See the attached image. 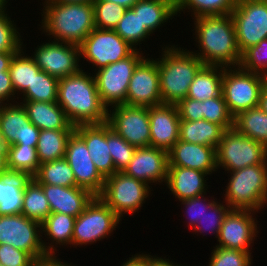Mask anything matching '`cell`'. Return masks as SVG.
Masks as SVG:
<instances>
[{"mask_svg": "<svg viewBox=\"0 0 267 266\" xmlns=\"http://www.w3.org/2000/svg\"><path fill=\"white\" fill-rule=\"evenodd\" d=\"M7 15L6 10L0 11V52H18L23 48V41L14 21Z\"/></svg>", "mask_w": 267, "mask_h": 266, "instance_id": "46", "label": "cell"}, {"mask_svg": "<svg viewBox=\"0 0 267 266\" xmlns=\"http://www.w3.org/2000/svg\"><path fill=\"white\" fill-rule=\"evenodd\" d=\"M253 213V210L231 209L224 218L218 235L219 245L216 246L251 253L249 246L258 234Z\"/></svg>", "mask_w": 267, "mask_h": 266, "instance_id": "18", "label": "cell"}, {"mask_svg": "<svg viewBox=\"0 0 267 266\" xmlns=\"http://www.w3.org/2000/svg\"><path fill=\"white\" fill-rule=\"evenodd\" d=\"M41 185L48 200L51 213L68 214L77 218L95 196L89 190L81 187Z\"/></svg>", "mask_w": 267, "mask_h": 266, "instance_id": "24", "label": "cell"}, {"mask_svg": "<svg viewBox=\"0 0 267 266\" xmlns=\"http://www.w3.org/2000/svg\"><path fill=\"white\" fill-rule=\"evenodd\" d=\"M150 146L169 151L179 140L180 117L172 104L149 107Z\"/></svg>", "mask_w": 267, "mask_h": 266, "instance_id": "21", "label": "cell"}, {"mask_svg": "<svg viewBox=\"0 0 267 266\" xmlns=\"http://www.w3.org/2000/svg\"><path fill=\"white\" fill-rule=\"evenodd\" d=\"M11 144L0 137V176L8 173L7 158L9 156Z\"/></svg>", "mask_w": 267, "mask_h": 266, "instance_id": "52", "label": "cell"}, {"mask_svg": "<svg viewBox=\"0 0 267 266\" xmlns=\"http://www.w3.org/2000/svg\"><path fill=\"white\" fill-rule=\"evenodd\" d=\"M230 174L225 203L231 209L255 212L263 209L267 204V164L247 166Z\"/></svg>", "mask_w": 267, "mask_h": 266, "instance_id": "5", "label": "cell"}, {"mask_svg": "<svg viewBox=\"0 0 267 266\" xmlns=\"http://www.w3.org/2000/svg\"><path fill=\"white\" fill-rule=\"evenodd\" d=\"M105 1L116 3L128 9L131 8L138 0H105Z\"/></svg>", "mask_w": 267, "mask_h": 266, "instance_id": "58", "label": "cell"}, {"mask_svg": "<svg viewBox=\"0 0 267 266\" xmlns=\"http://www.w3.org/2000/svg\"><path fill=\"white\" fill-rule=\"evenodd\" d=\"M26 175L6 173L0 176V216L20 214Z\"/></svg>", "mask_w": 267, "mask_h": 266, "instance_id": "30", "label": "cell"}, {"mask_svg": "<svg viewBox=\"0 0 267 266\" xmlns=\"http://www.w3.org/2000/svg\"><path fill=\"white\" fill-rule=\"evenodd\" d=\"M21 48L12 58L9 66V73L15 94H22L28 87H31L34 75L41 69L35 64L30 56L24 55ZM17 92V93H16Z\"/></svg>", "mask_w": 267, "mask_h": 266, "instance_id": "36", "label": "cell"}, {"mask_svg": "<svg viewBox=\"0 0 267 266\" xmlns=\"http://www.w3.org/2000/svg\"><path fill=\"white\" fill-rule=\"evenodd\" d=\"M39 228V229H38ZM41 223L20 214L0 216V244L29 253L34 259L47 256L41 235Z\"/></svg>", "mask_w": 267, "mask_h": 266, "instance_id": "12", "label": "cell"}, {"mask_svg": "<svg viewBox=\"0 0 267 266\" xmlns=\"http://www.w3.org/2000/svg\"><path fill=\"white\" fill-rule=\"evenodd\" d=\"M80 55L97 69L126 59L135 49L115 30L95 28L79 45Z\"/></svg>", "mask_w": 267, "mask_h": 266, "instance_id": "13", "label": "cell"}, {"mask_svg": "<svg viewBox=\"0 0 267 266\" xmlns=\"http://www.w3.org/2000/svg\"><path fill=\"white\" fill-rule=\"evenodd\" d=\"M33 178L40 184L76 186L73 170L65 158L40 164Z\"/></svg>", "mask_w": 267, "mask_h": 266, "instance_id": "35", "label": "cell"}, {"mask_svg": "<svg viewBox=\"0 0 267 266\" xmlns=\"http://www.w3.org/2000/svg\"><path fill=\"white\" fill-rule=\"evenodd\" d=\"M204 195L206 194L180 201L182 205H185V212L189 216L187 219L190 218L188 226H190L192 230L195 228L198 221L204 216L206 208H211L217 202L215 199L211 201L208 200L207 202Z\"/></svg>", "mask_w": 267, "mask_h": 266, "instance_id": "48", "label": "cell"}, {"mask_svg": "<svg viewBox=\"0 0 267 266\" xmlns=\"http://www.w3.org/2000/svg\"><path fill=\"white\" fill-rule=\"evenodd\" d=\"M76 217L62 213H51L41 223V234L45 233L50 238L49 246L42 244L47 255H56V244L58 245H72L73 228ZM55 243V246H54ZM54 246V247H53ZM55 250V251H54Z\"/></svg>", "mask_w": 267, "mask_h": 266, "instance_id": "31", "label": "cell"}, {"mask_svg": "<svg viewBox=\"0 0 267 266\" xmlns=\"http://www.w3.org/2000/svg\"><path fill=\"white\" fill-rule=\"evenodd\" d=\"M8 3L7 0H0V11H5L7 6L6 4Z\"/></svg>", "mask_w": 267, "mask_h": 266, "instance_id": "61", "label": "cell"}, {"mask_svg": "<svg viewBox=\"0 0 267 266\" xmlns=\"http://www.w3.org/2000/svg\"><path fill=\"white\" fill-rule=\"evenodd\" d=\"M17 52H0V71H9L10 62Z\"/></svg>", "mask_w": 267, "mask_h": 266, "instance_id": "56", "label": "cell"}, {"mask_svg": "<svg viewBox=\"0 0 267 266\" xmlns=\"http://www.w3.org/2000/svg\"><path fill=\"white\" fill-rule=\"evenodd\" d=\"M107 144L114 163L115 172H123L132 160L135 146L125 141L107 123Z\"/></svg>", "mask_w": 267, "mask_h": 266, "instance_id": "41", "label": "cell"}, {"mask_svg": "<svg viewBox=\"0 0 267 266\" xmlns=\"http://www.w3.org/2000/svg\"><path fill=\"white\" fill-rule=\"evenodd\" d=\"M196 42L200 52L195 54L204 65L239 66L241 52L231 14L206 15L194 19Z\"/></svg>", "mask_w": 267, "mask_h": 266, "instance_id": "1", "label": "cell"}, {"mask_svg": "<svg viewBox=\"0 0 267 266\" xmlns=\"http://www.w3.org/2000/svg\"><path fill=\"white\" fill-rule=\"evenodd\" d=\"M121 218L99 197L94 196L75 219L72 246L93 244L116 230Z\"/></svg>", "mask_w": 267, "mask_h": 266, "instance_id": "9", "label": "cell"}, {"mask_svg": "<svg viewBox=\"0 0 267 266\" xmlns=\"http://www.w3.org/2000/svg\"><path fill=\"white\" fill-rule=\"evenodd\" d=\"M75 129L40 130L36 145L40 164L65 158L68 139Z\"/></svg>", "mask_w": 267, "mask_h": 266, "instance_id": "32", "label": "cell"}, {"mask_svg": "<svg viewBox=\"0 0 267 266\" xmlns=\"http://www.w3.org/2000/svg\"><path fill=\"white\" fill-rule=\"evenodd\" d=\"M111 108L107 123L117 134L136 148L150 146L149 108L125 104Z\"/></svg>", "mask_w": 267, "mask_h": 266, "instance_id": "14", "label": "cell"}, {"mask_svg": "<svg viewBox=\"0 0 267 266\" xmlns=\"http://www.w3.org/2000/svg\"><path fill=\"white\" fill-rule=\"evenodd\" d=\"M176 13L191 10L194 18L206 15L231 14L237 0H175Z\"/></svg>", "mask_w": 267, "mask_h": 266, "instance_id": "38", "label": "cell"}, {"mask_svg": "<svg viewBox=\"0 0 267 266\" xmlns=\"http://www.w3.org/2000/svg\"><path fill=\"white\" fill-rule=\"evenodd\" d=\"M204 119L221 125L225 130L233 128V116L229 113L222 93L215 98L202 101Z\"/></svg>", "mask_w": 267, "mask_h": 266, "instance_id": "44", "label": "cell"}, {"mask_svg": "<svg viewBox=\"0 0 267 266\" xmlns=\"http://www.w3.org/2000/svg\"><path fill=\"white\" fill-rule=\"evenodd\" d=\"M181 49L177 45L162 47V57L157 58L160 94L164 104L177 105L186 98L195 75L204 66L192 51Z\"/></svg>", "mask_w": 267, "mask_h": 266, "instance_id": "4", "label": "cell"}, {"mask_svg": "<svg viewBox=\"0 0 267 266\" xmlns=\"http://www.w3.org/2000/svg\"><path fill=\"white\" fill-rule=\"evenodd\" d=\"M247 1H263V2H267V0H247Z\"/></svg>", "mask_w": 267, "mask_h": 266, "instance_id": "62", "label": "cell"}, {"mask_svg": "<svg viewBox=\"0 0 267 266\" xmlns=\"http://www.w3.org/2000/svg\"><path fill=\"white\" fill-rule=\"evenodd\" d=\"M217 170L233 172L247 166L267 164V148L260 142L238 132L234 127L225 130L216 148Z\"/></svg>", "mask_w": 267, "mask_h": 266, "instance_id": "7", "label": "cell"}, {"mask_svg": "<svg viewBox=\"0 0 267 266\" xmlns=\"http://www.w3.org/2000/svg\"><path fill=\"white\" fill-rule=\"evenodd\" d=\"M258 106L263 112L267 114V84L261 91Z\"/></svg>", "mask_w": 267, "mask_h": 266, "instance_id": "57", "label": "cell"}, {"mask_svg": "<svg viewBox=\"0 0 267 266\" xmlns=\"http://www.w3.org/2000/svg\"><path fill=\"white\" fill-rule=\"evenodd\" d=\"M209 266H251V253L239 249L214 247Z\"/></svg>", "mask_w": 267, "mask_h": 266, "instance_id": "45", "label": "cell"}, {"mask_svg": "<svg viewBox=\"0 0 267 266\" xmlns=\"http://www.w3.org/2000/svg\"><path fill=\"white\" fill-rule=\"evenodd\" d=\"M225 67L204 65L189 86L188 98L205 101L218 97L222 91V76Z\"/></svg>", "mask_w": 267, "mask_h": 266, "instance_id": "29", "label": "cell"}, {"mask_svg": "<svg viewBox=\"0 0 267 266\" xmlns=\"http://www.w3.org/2000/svg\"><path fill=\"white\" fill-rule=\"evenodd\" d=\"M24 102V103H23ZM27 116L40 130L75 129L57 102L23 101Z\"/></svg>", "mask_w": 267, "mask_h": 266, "instance_id": "26", "label": "cell"}, {"mask_svg": "<svg viewBox=\"0 0 267 266\" xmlns=\"http://www.w3.org/2000/svg\"><path fill=\"white\" fill-rule=\"evenodd\" d=\"M14 95L15 91L9 71H0V96L7 100V102H10L11 100L15 99ZM12 97L14 98L12 99Z\"/></svg>", "mask_w": 267, "mask_h": 266, "instance_id": "51", "label": "cell"}, {"mask_svg": "<svg viewBox=\"0 0 267 266\" xmlns=\"http://www.w3.org/2000/svg\"><path fill=\"white\" fill-rule=\"evenodd\" d=\"M4 101H6V100L0 96V116L2 115V113H3L4 109H5V107L8 105V104H7L8 102H7V101L4 102ZM4 104H5V105H4Z\"/></svg>", "mask_w": 267, "mask_h": 266, "instance_id": "60", "label": "cell"}, {"mask_svg": "<svg viewBox=\"0 0 267 266\" xmlns=\"http://www.w3.org/2000/svg\"><path fill=\"white\" fill-rule=\"evenodd\" d=\"M225 129L216 123L201 120H181L179 140L217 148Z\"/></svg>", "mask_w": 267, "mask_h": 266, "instance_id": "28", "label": "cell"}, {"mask_svg": "<svg viewBox=\"0 0 267 266\" xmlns=\"http://www.w3.org/2000/svg\"><path fill=\"white\" fill-rule=\"evenodd\" d=\"M131 8L150 33L178 15L175 0H138Z\"/></svg>", "mask_w": 267, "mask_h": 266, "instance_id": "27", "label": "cell"}, {"mask_svg": "<svg viewBox=\"0 0 267 266\" xmlns=\"http://www.w3.org/2000/svg\"><path fill=\"white\" fill-rule=\"evenodd\" d=\"M232 69L233 67L224 69L221 93L229 113L235 117L238 113L259 105L260 94L267 84V77L245 71L239 66Z\"/></svg>", "mask_w": 267, "mask_h": 266, "instance_id": "6", "label": "cell"}, {"mask_svg": "<svg viewBox=\"0 0 267 266\" xmlns=\"http://www.w3.org/2000/svg\"><path fill=\"white\" fill-rule=\"evenodd\" d=\"M54 254L53 255H47L43 258L35 259L30 266H74L69 263L61 262L58 259H56Z\"/></svg>", "mask_w": 267, "mask_h": 266, "instance_id": "53", "label": "cell"}, {"mask_svg": "<svg viewBox=\"0 0 267 266\" xmlns=\"http://www.w3.org/2000/svg\"><path fill=\"white\" fill-rule=\"evenodd\" d=\"M39 165L36 147L11 145L7 158V168L10 173L33 177Z\"/></svg>", "mask_w": 267, "mask_h": 266, "instance_id": "37", "label": "cell"}, {"mask_svg": "<svg viewBox=\"0 0 267 266\" xmlns=\"http://www.w3.org/2000/svg\"><path fill=\"white\" fill-rule=\"evenodd\" d=\"M233 127L267 148V114L259 106L238 113L233 118Z\"/></svg>", "mask_w": 267, "mask_h": 266, "instance_id": "33", "label": "cell"}, {"mask_svg": "<svg viewBox=\"0 0 267 266\" xmlns=\"http://www.w3.org/2000/svg\"><path fill=\"white\" fill-rule=\"evenodd\" d=\"M84 70L59 79L57 103L74 125L107 122V107L101 102L94 75Z\"/></svg>", "mask_w": 267, "mask_h": 266, "instance_id": "2", "label": "cell"}, {"mask_svg": "<svg viewBox=\"0 0 267 266\" xmlns=\"http://www.w3.org/2000/svg\"><path fill=\"white\" fill-rule=\"evenodd\" d=\"M33 53L30 57L35 64L57 79L76 74L82 69L78 63L83 57L80 55V46L76 44L53 40L38 45Z\"/></svg>", "mask_w": 267, "mask_h": 266, "instance_id": "15", "label": "cell"}, {"mask_svg": "<svg viewBox=\"0 0 267 266\" xmlns=\"http://www.w3.org/2000/svg\"><path fill=\"white\" fill-rule=\"evenodd\" d=\"M230 210L231 208L227 204L225 207V204L223 205V203L221 204L219 202H216L211 208H206L204 216L201 220L198 221L193 230L195 231V233H204L206 231H211L216 235L215 237L218 238L224 218Z\"/></svg>", "mask_w": 267, "mask_h": 266, "instance_id": "47", "label": "cell"}, {"mask_svg": "<svg viewBox=\"0 0 267 266\" xmlns=\"http://www.w3.org/2000/svg\"><path fill=\"white\" fill-rule=\"evenodd\" d=\"M16 103H8L0 116V137L11 145L36 147L40 129L31 123L22 104Z\"/></svg>", "mask_w": 267, "mask_h": 266, "instance_id": "20", "label": "cell"}, {"mask_svg": "<svg viewBox=\"0 0 267 266\" xmlns=\"http://www.w3.org/2000/svg\"><path fill=\"white\" fill-rule=\"evenodd\" d=\"M58 82L59 79L40 70L34 75L31 87L23 92V101L57 102Z\"/></svg>", "mask_w": 267, "mask_h": 266, "instance_id": "39", "label": "cell"}, {"mask_svg": "<svg viewBox=\"0 0 267 266\" xmlns=\"http://www.w3.org/2000/svg\"><path fill=\"white\" fill-rule=\"evenodd\" d=\"M94 22L99 29L114 30L127 8L105 0H94Z\"/></svg>", "mask_w": 267, "mask_h": 266, "instance_id": "42", "label": "cell"}, {"mask_svg": "<svg viewBox=\"0 0 267 266\" xmlns=\"http://www.w3.org/2000/svg\"><path fill=\"white\" fill-rule=\"evenodd\" d=\"M206 172L179 166H168L167 187L179 201L206 194ZM206 179V180H205Z\"/></svg>", "mask_w": 267, "mask_h": 266, "instance_id": "25", "label": "cell"}, {"mask_svg": "<svg viewBox=\"0 0 267 266\" xmlns=\"http://www.w3.org/2000/svg\"><path fill=\"white\" fill-rule=\"evenodd\" d=\"M151 188L141 180L115 172L105 178L102 192L98 195L120 218L134 214L149 197Z\"/></svg>", "mask_w": 267, "mask_h": 266, "instance_id": "8", "label": "cell"}, {"mask_svg": "<svg viewBox=\"0 0 267 266\" xmlns=\"http://www.w3.org/2000/svg\"><path fill=\"white\" fill-rule=\"evenodd\" d=\"M21 214L40 223L51 214L42 185L33 177L26 181L24 187Z\"/></svg>", "mask_w": 267, "mask_h": 266, "instance_id": "34", "label": "cell"}, {"mask_svg": "<svg viewBox=\"0 0 267 266\" xmlns=\"http://www.w3.org/2000/svg\"><path fill=\"white\" fill-rule=\"evenodd\" d=\"M114 30L135 50H137L136 45H138V43L141 44V41H145L151 34L146 29L145 25H142L138 13H134L132 8L126 9Z\"/></svg>", "mask_w": 267, "mask_h": 266, "instance_id": "40", "label": "cell"}, {"mask_svg": "<svg viewBox=\"0 0 267 266\" xmlns=\"http://www.w3.org/2000/svg\"><path fill=\"white\" fill-rule=\"evenodd\" d=\"M168 166H179L206 172L217 171L216 148L178 140L168 151Z\"/></svg>", "mask_w": 267, "mask_h": 266, "instance_id": "22", "label": "cell"}, {"mask_svg": "<svg viewBox=\"0 0 267 266\" xmlns=\"http://www.w3.org/2000/svg\"><path fill=\"white\" fill-rule=\"evenodd\" d=\"M65 159L73 170L76 187L85 188L98 196L103 190L105 178L96 169L84 140L75 131L68 139Z\"/></svg>", "mask_w": 267, "mask_h": 266, "instance_id": "17", "label": "cell"}, {"mask_svg": "<svg viewBox=\"0 0 267 266\" xmlns=\"http://www.w3.org/2000/svg\"><path fill=\"white\" fill-rule=\"evenodd\" d=\"M180 120H201L204 119L202 113V101L192 98H184L177 105Z\"/></svg>", "mask_w": 267, "mask_h": 266, "instance_id": "50", "label": "cell"}, {"mask_svg": "<svg viewBox=\"0 0 267 266\" xmlns=\"http://www.w3.org/2000/svg\"><path fill=\"white\" fill-rule=\"evenodd\" d=\"M35 259L12 245L0 244V263L3 266H30Z\"/></svg>", "mask_w": 267, "mask_h": 266, "instance_id": "49", "label": "cell"}, {"mask_svg": "<svg viewBox=\"0 0 267 266\" xmlns=\"http://www.w3.org/2000/svg\"><path fill=\"white\" fill-rule=\"evenodd\" d=\"M138 49L121 61L96 69L94 78L101 102L107 107L125 104L133 71L145 57Z\"/></svg>", "mask_w": 267, "mask_h": 266, "instance_id": "10", "label": "cell"}, {"mask_svg": "<svg viewBox=\"0 0 267 266\" xmlns=\"http://www.w3.org/2000/svg\"><path fill=\"white\" fill-rule=\"evenodd\" d=\"M94 0H45V2H57V3H93Z\"/></svg>", "mask_w": 267, "mask_h": 266, "instance_id": "59", "label": "cell"}, {"mask_svg": "<svg viewBox=\"0 0 267 266\" xmlns=\"http://www.w3.org/2000/svg\"><path fill=\"white\" fill-rule=\"evenodd\" d=\"M173 261H169V259H164L162 257H155L151 255H147V266H181ZM183 266V265H182Z\"/></svg>", "mask_w": 267, "mask_h": 266, "instance_id": "54", "label": "cell"}, {"mask_svg": "<svg viewBox=\"0 0 267 266\" xmlns=\"http://www.w3.org/2000/svg\"><path fill=\"white\" fill-rule=\"evenodd\" d=\"M162 104L157 59L145 57L135 67L125 105L151 107Z\"/></svg>", "mask_w": 267, "mask_h": 266, "instance_id": "16", "label": "cell"}, {"mask_svg": "<svg viewBox=\"0 0 267 266\" xmlns=\"http://www.w3.org/2000/svg\"><path fill=\"white\" fill-rule=\"evenodd\" d=\"M231 16L241 53L267 38V2L237 0Z\"/></svg>", "mask_w": 267, "mask_h": 266, "instance_id": "11", "label": "cell"}, {"mask_svg": "<svg viewBox=\"0 0 267 266\" xmlns=\"http://www.w3.org/2000/svg\"><path fill=\"white\" fill-rule=\"evenodd\" d=\"M239 67L248 72L259 73L267 77V38L241 53Z\"/></svg>", "mask_w": 267, "mask_h": 266, "instance_id": "43", "label": "cell"}, {"mask_svg": "<svg viewBox=\"0 0 267 266\" xmlns=\"http://www.w3.org/2000/svg\"><path fill=\"white\" fill-rule=\"evenodd\" d=\"M168 151L153 146L136 148L124 173L149 183L166 182L168 173Z\"/></svg>", "mask_w": 267, "mask_h": 266, "instance_id": "19", "label": "cell"}, {"mask_svg": "<svg viewBox=\"0 0 267 266\" xmlns=\"http://www.w3.org/2000/svg\"><path fill=\"white\" fill-rule=\"evenodd\" d=\"M75 132L84 140L96 169L106 178L115 173L114 163L107 144V122L102 124H81Z\"/></svg>", "mask_w": 267, "mask_h": 266, "instance_id": "23", "label": "cell"}, {"mask_svg": "<svg viewBox=\"0 0 267 266\" xmlns=\"http://www.w3.org/2000/svg\"><path fill=\"white\" fill-rule=\"evenodd\" d=\"M44 3L41 28L55 41L80 45L96 28L92 3Z\"/></svg>", "mask_w": 267, "mask_h": 266, "instance_id": "3", "label": "cell"}, {"mask_svg": "<svg viewBox=\"0 0 267 266\" xmlns=\"http://www.w3.org/2000/svg\"><path fill=\"white\" fill-rule=\"evenodd\" d=\"M121 266H147V254L142 253V255H132V257H129V260Z\"/></svg>", "mask_w": 267, "mask_h": 266, "instance_id": "55", "label": "cell"}]
</instances>
